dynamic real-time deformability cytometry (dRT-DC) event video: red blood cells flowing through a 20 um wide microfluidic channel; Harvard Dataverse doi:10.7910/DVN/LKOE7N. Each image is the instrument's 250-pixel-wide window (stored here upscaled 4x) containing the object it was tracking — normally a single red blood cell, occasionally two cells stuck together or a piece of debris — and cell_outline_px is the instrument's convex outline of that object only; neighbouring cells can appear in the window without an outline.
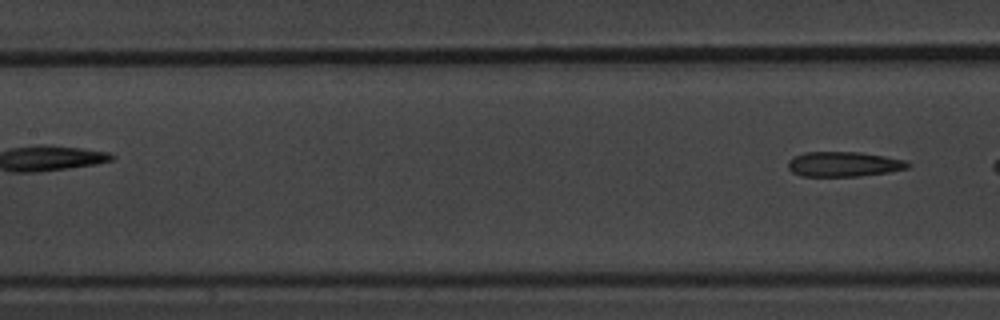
{"species": "common noctule bat (a hibernating species)", "species_latin": "Nyctalus noctula", "temperature_condition": "warm", "stored_images_in_passage": 5, "segment_of_instrument_passage": [2, 2], "camera_frame_rate_fps": 3000, "um_per_image_px": 0.085, "animal": {"sex": "male", "body_mass_g": 20.1, "forearm_length_mm": 53.5}, "frame": {"image": 1, "passage_image": 5, "time_ms": 4.667, "image_size_px": [1000, 320], "cell_outline_px": [[912, 164], [908, 168], [888, 172], [860, 176], [804, 176], [792, 172], [788, 168], [788, 160], [804, 152], [860, 152], [884, 156], [904, 160]], "centroid_in_image_um": [71.72, 13.95], "position_along_channel_um": 135.7, "area_um2": 17.34}}